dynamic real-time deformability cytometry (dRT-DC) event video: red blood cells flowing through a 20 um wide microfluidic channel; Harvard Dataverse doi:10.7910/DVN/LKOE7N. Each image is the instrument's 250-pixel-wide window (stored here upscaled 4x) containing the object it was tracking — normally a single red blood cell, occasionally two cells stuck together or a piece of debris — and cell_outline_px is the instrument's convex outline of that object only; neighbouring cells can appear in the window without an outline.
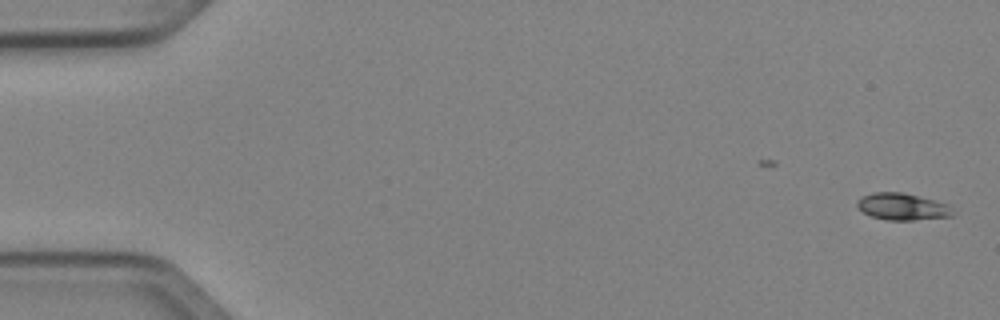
{"species": "Egyptian fruit bat (a non-hibernating species)", "species_latin": "Rousettus aegyptiacus", "temperature_condition": "cold", "stored_images_in_passage": 46, "camera_frame_rate_fps": 3000, "um_per_image_px": 0.085, "animal": {"sex": "female"}, "frame": {"image": 1, "passage_image": 1, "time_ms": 0.0, "image_size_px": [1000, 320], "cell_outline_px": [[956, 212], [952, 216], [912, 220], [888, 220], [872, 216], [864, 212], [856, 204], [856, 200], [860, 196], [872, 192], [904, 192], [948, 204]], "centroid_in_image_um": [76.7, 17.55], "position_along_channel_um": 8.3, "area_um2": 15.03}}
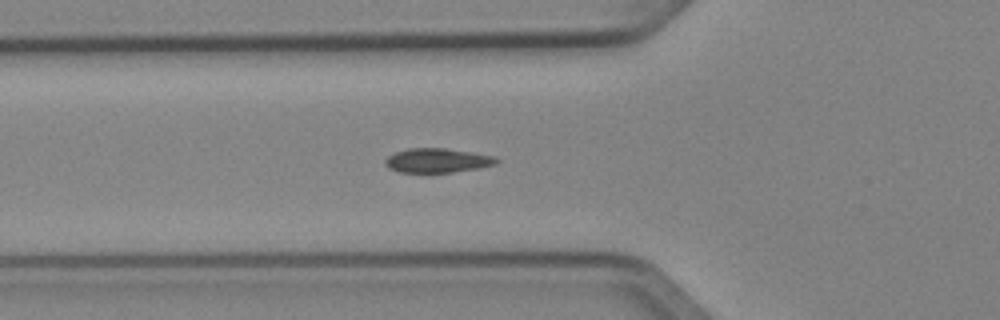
{"frame": {"image": 2, "passage_image": 18, "time_ms": 5.667, "image_size_px": [1000, 320], "cell_outline_px": [[500, 160], [496, 164], [480, 168], [452, 172], [400, 172], [388, 168], [384, 164], [384, 160], [388, 156], [396, 152], [408, 148], [444, 148], [472, 152], [496, 156]], "centroid_in_image_um": [37.19, 13.64], "position_along_channel_um": 88.6, "area_um2": 15.84}}
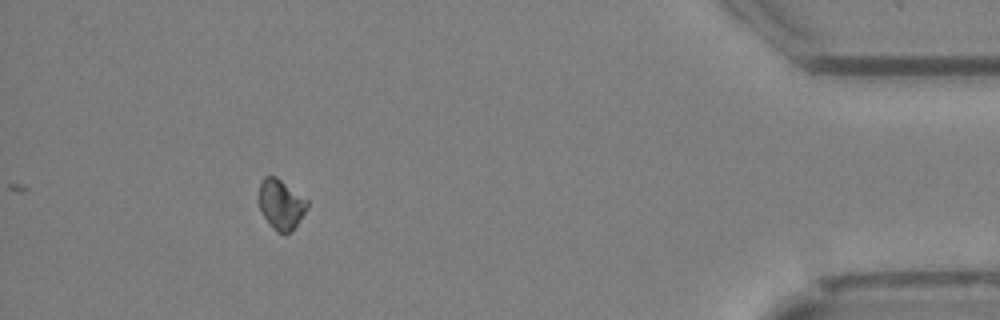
{"frame": {"image": 3, "passage_image": 46, "time_ms": 15.0, "image_size_px": [1000, 320], "cell_outline_px": [[308, 208], [296, 224], [288, 232], [276, 232], [272, 228], [264, 216], [260, 208], [256, 196], [260, 184], [264, 176], [276, 176], [308, 200]], "centroid_in_image_um": [23.85, 17.33], "position_along_channel_um": 411.4, "area_um2": 14.05}}